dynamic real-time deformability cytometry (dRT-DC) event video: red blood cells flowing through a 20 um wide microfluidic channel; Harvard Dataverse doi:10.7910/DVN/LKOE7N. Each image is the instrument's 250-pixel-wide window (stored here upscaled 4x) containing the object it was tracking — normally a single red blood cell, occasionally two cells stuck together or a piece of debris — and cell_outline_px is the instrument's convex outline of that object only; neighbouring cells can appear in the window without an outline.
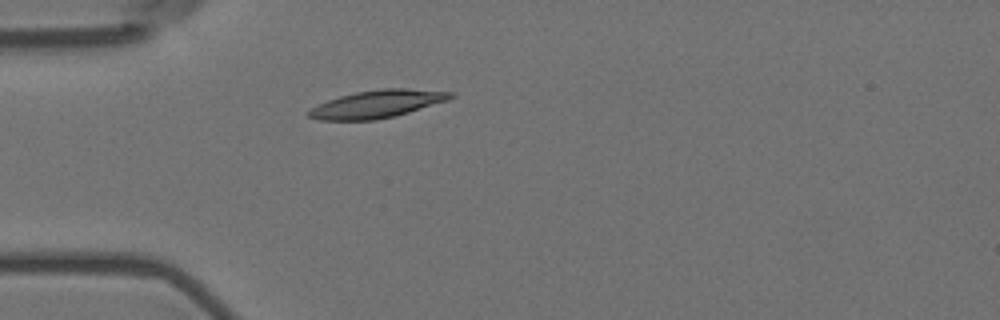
{"species": "Egyptian fruit bat (a non-hibernating species)", "species_latin": "Rousettus aegyptiacus", "temperature_condition": "room temperature", "stored_images_in_passage": 1, "camera_frame_rate_fps": 3000, "um_per_image_px": 0.085, "animal": {"sex": "female"}, "frame": {"image": 1, "passage_image": 1, "time_ms": 0.0, "image_size_px": [1000, 320], "cell_outline_px": [[456, 96], [448, 100], [396, 116], [376, 120], [320, 120], [308, 116], [308, 112], [312, 108], [328, 100], [340, 96], [356, 92], [384, 88], [408, 88], [456, 92]], "centroid_in_image_um": [32.13, 8.83], "position_along_channel_um": 52.9, "area_um2": 22.83}}